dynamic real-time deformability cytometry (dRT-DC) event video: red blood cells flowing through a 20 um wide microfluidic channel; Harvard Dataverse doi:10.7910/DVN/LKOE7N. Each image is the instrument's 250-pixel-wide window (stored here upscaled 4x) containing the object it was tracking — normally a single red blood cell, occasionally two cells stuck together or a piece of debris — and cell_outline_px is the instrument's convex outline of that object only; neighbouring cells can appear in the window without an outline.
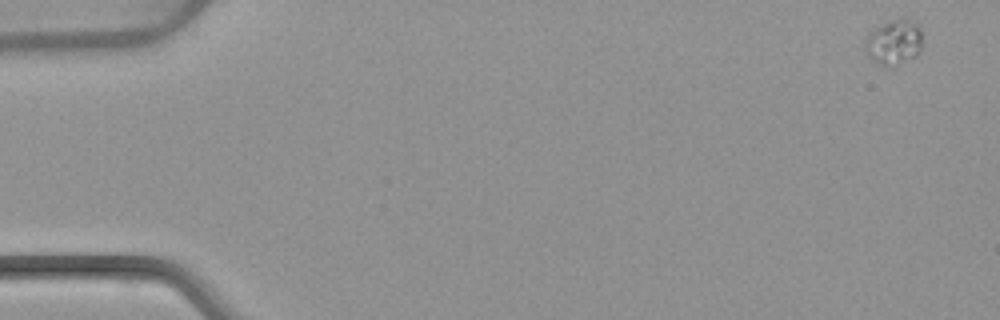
{"species": "common noctule bat (a hibernating species)", "species_latin": "Nyctalus noctula", "temperature_condition": "warm", "stored_images_in_passage": 5, "camera_frame_rate_fps": 3000, "um_per_image_px": 0.085, "animal": {"sex": "female", "body_mass_g": 22.7, "forearm_length_mm": 54.2}, "frame": {"image": 1, "passage_image": 1, "time_ms": 0.0, "image_size_px": [1000, 320], "cell_outline_px": [[920, 48], [916, 56], [892, 68], [884, 68], [876, 64], [868, 56], [864, 44], [868, 32], [872, 28], [888, 20], [900, 16], [904, 16], [920, 24]], "centroid_in_image_um": [75.95, 3.57], "position_along_channel_um": 9.1, "area_um2": 15.84}}
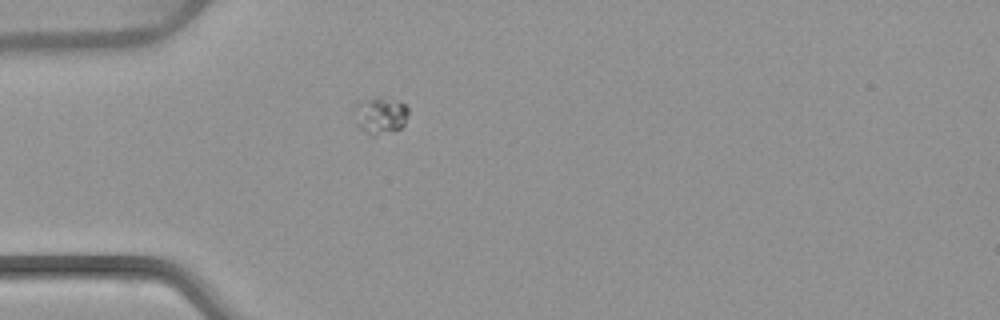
{"frame": {"image": 2, "passage_image": 5, "time_ms": 4.667, "image_size_px": [1000, 320], "cell_outline_px": [[408, 112], [404, 124], [400, 128], [392, 132], [376, 136], [372, 136], [360, 128], [356, 124], [352, 108], [360, 100], [380, 96], [404, 104], [408, 108]], "centroid_in_image_um": [32.27, 9.81], "position_along_channel_um": 52.7, "area_um2": 11.85}}